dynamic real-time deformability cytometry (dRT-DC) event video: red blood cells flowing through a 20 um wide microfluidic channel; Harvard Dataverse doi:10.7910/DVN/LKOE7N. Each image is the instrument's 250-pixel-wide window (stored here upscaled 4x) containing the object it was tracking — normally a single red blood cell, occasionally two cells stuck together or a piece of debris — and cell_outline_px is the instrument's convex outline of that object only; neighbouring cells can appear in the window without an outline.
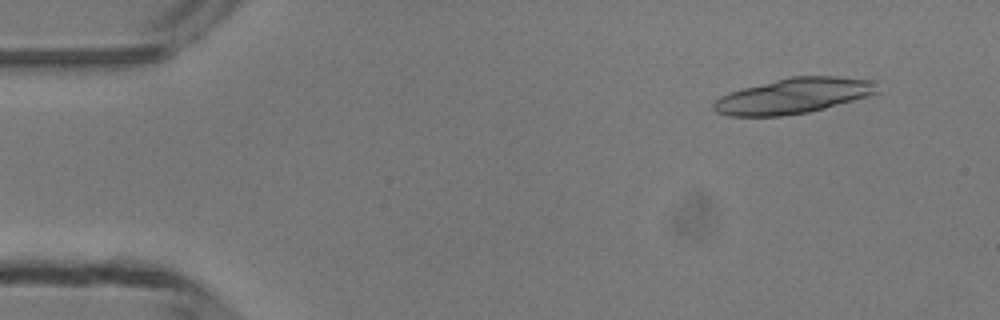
{"species": "common noctule bat (a hibernating species)", "species_latin": "Nyctalus noctula", "temperature_condition": "room temperature", "stored_images_in_passage": 6, "segment_of_instrument_passage": [1, 2], "camera_frame_rate_fps": 3000, "um_per_image_px": 0.085, "animal": {"sex": "male", "body_mass_g": 13.3}, "frame": {"image": 1, "passage_image": 1, "time_ms": 0.0, "image_size_px": [1000, 320], "cell_outline_px": [[880, 92], [868, 96], [824, 108], [808, 112], [780, 116], [728, 116], [716, 112], [712, 108], [712, 104], [720, 96], [728, 92], [792, 76], [836, 76], [868, 80]], "centroid_in_image_um": [67.37, 8.16], "position_along_channel_um": 17.6, "area_um2": 33.29}}